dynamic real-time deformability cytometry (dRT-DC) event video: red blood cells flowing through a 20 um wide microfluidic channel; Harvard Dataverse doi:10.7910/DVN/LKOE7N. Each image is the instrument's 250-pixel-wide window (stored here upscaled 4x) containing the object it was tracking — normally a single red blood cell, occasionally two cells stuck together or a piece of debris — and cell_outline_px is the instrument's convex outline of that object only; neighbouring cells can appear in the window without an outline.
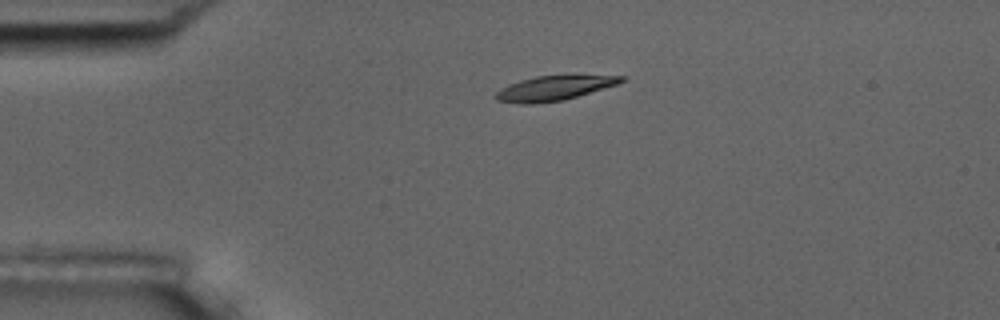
{"species": "common noctule bat (a hibernating species)", "species_latin": "Nyctalus noctula", "temperature_condition": "room temperature", "stored_images_in_passage": 5, "camera_frame_rate_fps": 3000, "um_per_image_px": 0.085, "animal": {"sex": "male", "body_mass_g": 17.5, "forearm_length_mm": 52.3}, "frame": {"image": 1, "passage_image": 4, "time_ms": 3.667, "image_size_px": [1000, 320], "cell_outline_px": [[628, 76], [624, 80], [616, 84], [564, 100], [532, 104], [520, 104], [496, 100], [492, 96], [500, 88], [508, 84], [520, 80], [536, 76]], "centroid_in_image_um": [46.98, 7.51], "position_along_channel_um": 38.0, "area_um2": 17.74}}
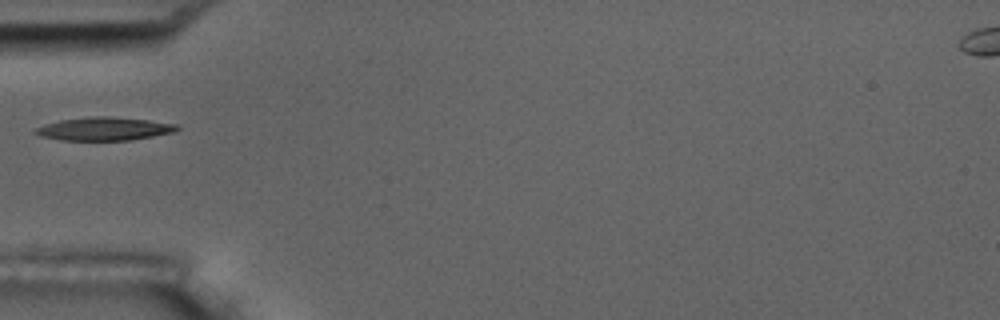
{"frame": {"image": 2, "passage_image": 5, "time_ms": 5.667, "image_size_px": [1000, 320], "cell_outline_px": [[180, 128], [172, 132], [152, 136], [128, 140], [60, 140], [40, 136], [32, 132], [36, 128], [44, 124], [60, 120], [88, 116], [108, 116], [148, 120], [180, 124]], "centroid_in_image_um": [8.83, 10.94], "position_along_channel_um": 76.2, "area_um2": 19.19}}